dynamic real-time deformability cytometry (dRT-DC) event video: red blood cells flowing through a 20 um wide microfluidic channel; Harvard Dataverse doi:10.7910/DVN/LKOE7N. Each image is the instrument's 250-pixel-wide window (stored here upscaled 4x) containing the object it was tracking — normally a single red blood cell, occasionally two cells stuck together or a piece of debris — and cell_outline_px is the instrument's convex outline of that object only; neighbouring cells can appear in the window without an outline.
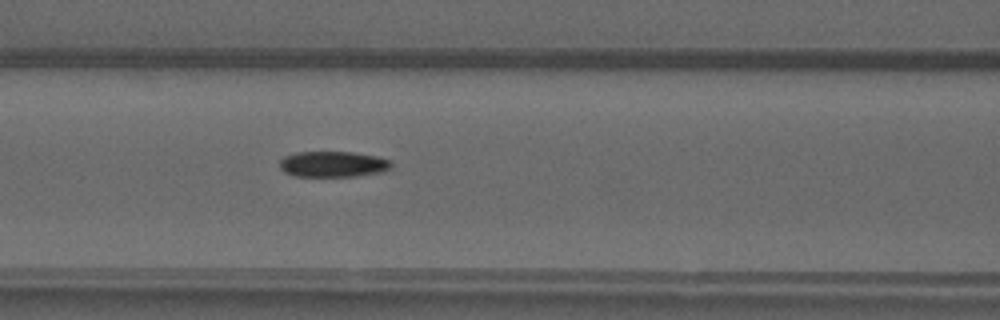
{"species": "common noctule bat (a hibernating species)", "species_latin": "Nyctalus noctula", "temperature_condition": "warm", "stored_images_in_passage": 51, "camera_frame_rate_fps": 3000, "um_per_image_px": 0.085, "animal": {"sex": "male", "forearm_length_mm": 52.5}, "frame": {"image": 1, "passage_image": 22, "time_ms": 7.0, "image_size_px": [1000, 320], "cell_outline_px": [[392, 168], [380, 172], [352, 176], [296, 176], [284, 172], [280, 168], [280, 160], [284, 156], [296, 152], [352, 152], [376, 156], [388, 160], [392, 164]], "centroid_in_image_um": [28.27, 13.95], "position_along_channel_um": 138.3, "area_um2": 16.65}}
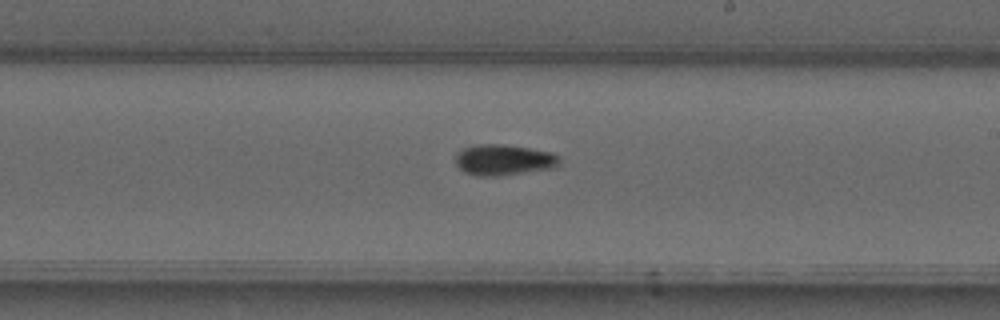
{"frame": {"image": 2, "passage_image": 30, "time_ms": 9.667, "image_size_px": [1000, 320], "cell_outline_px": [[560, 164], [552, 168], [496, 176], [476, 176], [464, 172], [456, 164], [456, 152], [472, 144], [504, 144], [552, 152], [560, 156]], "centroid_in_image_um": [42.8, 13.58], "position_along_channel_um": 246.2, "area_um2": 18.79}}
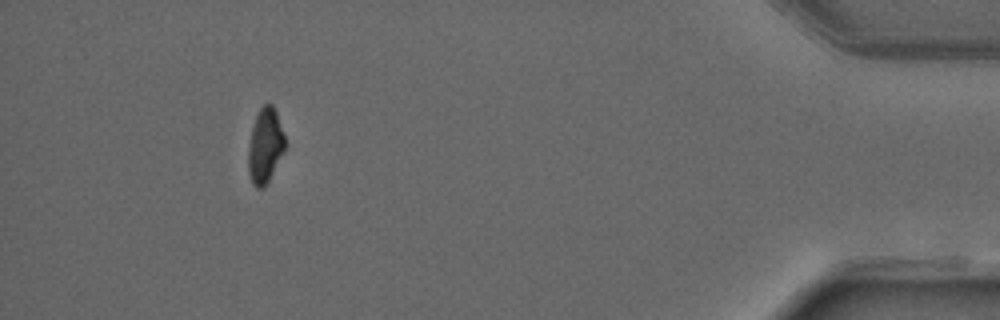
{"frame": {"image": 3, "passage_image": 47, "time_ms": 15.333, "image_size_px": [1000, 320], "cell_outline_px": [[284, 152], [264, 188], [256, 188], [252, 184], [248, 172], [248, 148], [252, 128], [256, 116], [260, 108], [264, 104], [272, 104], [276, 112], [284, 136]], "centroid_in_image_um": [22.52, 12.42], "position_along_channel_um": 412.7, "area_um2": 15.84}, "authors_computed_cell_mechanics": {"area_um2": 16.8198, "velocity_mm_per_s": 4.0561, "shape_relaxation_time_tau1_ms": 10.4703, "shape_relaxation_time_tau2_ms": null, "deformation_change_tau1": 0.2557, "deformation_change_tau2": null}}